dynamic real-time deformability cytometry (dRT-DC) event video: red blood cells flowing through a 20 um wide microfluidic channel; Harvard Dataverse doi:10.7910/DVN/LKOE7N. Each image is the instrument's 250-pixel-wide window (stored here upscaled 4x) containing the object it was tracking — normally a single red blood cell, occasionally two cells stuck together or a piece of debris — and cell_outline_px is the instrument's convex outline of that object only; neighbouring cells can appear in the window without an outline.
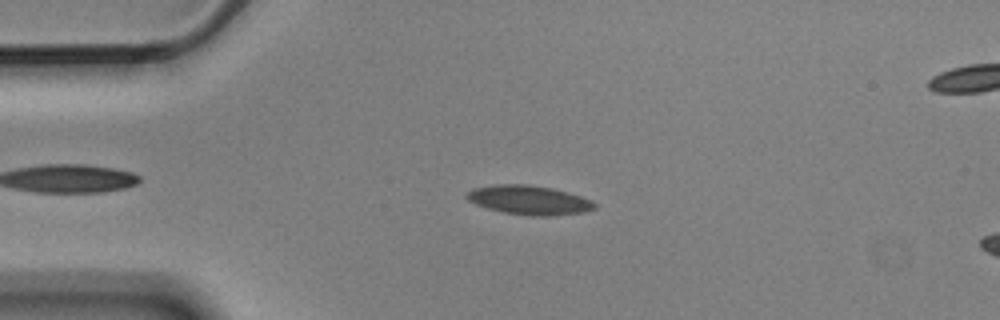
{"species": "Egyptian fruit bat (a non-hibernating species)", "species_latin": "Rousettus aegyptiacus", "temperature_condition": "cold", "stored_images_in_passage": 5, "camera_frame_rate_fps": 3000, "um_per_image_px": 0.085, "animal": {"sex": "male"}, "frame": {"image": 1, "passage_image": 3, "time_ms": 0.667, "image_size_px": [1000, 320], "cell_outline_px": [[596, 208], [580, 212], [548, 216], [532, 216], [504, 212], [488, 208], [476, 204], [468, 200], [464, 196], [472, 188], [496, 184], [528, 184], [552, 188], [580, 196], [592, 200], [596, 204]], "centroid_in_image_um": [44.94, 16.99], "position_along_channel_um": 40.1, "area_um2": 21.56}}